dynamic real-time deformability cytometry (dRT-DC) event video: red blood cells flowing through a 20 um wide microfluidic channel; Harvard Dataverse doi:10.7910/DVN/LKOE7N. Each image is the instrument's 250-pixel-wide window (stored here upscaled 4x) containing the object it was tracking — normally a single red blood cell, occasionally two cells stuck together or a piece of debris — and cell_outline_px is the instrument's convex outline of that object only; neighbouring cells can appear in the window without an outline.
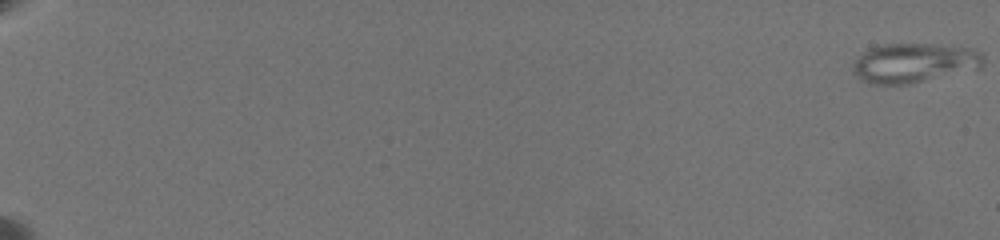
{"species": "common noctule bat (a hibernating species)", "species_latin": "Nyctalus noctula", "temperature_condition": "warm", "stored_images_in_passage": 32, "camera_frame_rate_fps": 3000, "um_per_image_px": 0.085, "animal": {"sex": "female", "body_mass_g": 19.5, "forearm_length_mm": 54.1}, "frame": {"image": 1, "passage_image": 1, "time_ms": 0.0, "image_size_px": [1000, 240], "cell_outline_px": [[984, 64], [980, 68], [912, 84], [868, 84], [860, 80], [852, 72], [852, 64], [868, 48], [884, 44], [936, 44], [976, 48], [984, 56]], "centroid_in_image_um": [77.71, 5.35], "position_along_channel_um": 7.3, "area_um2": 30.46}}
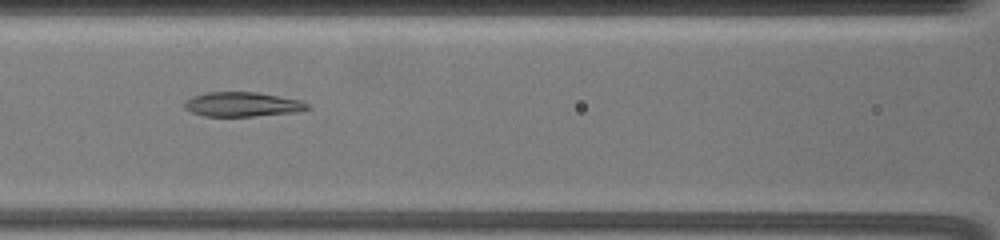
{"frame": {"image": 2, "passage_image": 29, "time_ms": 10.667, "image_size_px": [1000, 240], "cell_outline_px": [[312, 108], [300, 112], [252, 116], [204, 116], [192, 112], [184, 108], [184, 100], [192, 96], [204, 92], [256, 92], [300, 100], [308, 104]], "centroid_in_image_um": [20.6, 8.87], "position_along_channel_um": 146.0, "area_um2": 17.69}}
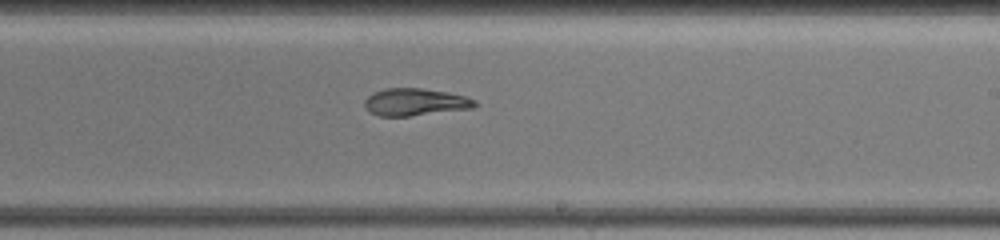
{"frame": {"image": 3, "passage_image": 32, "time_ms": 13.667, "image_size_px": [1000, 240], "cell_outline_px": [[476, 104], [472, 108], [408, 116], [380, 116], [368, 112], [364, 108], [364, 100], [372, 92], [384, 88], [420, 88], [448, 92], [464, 96], [476, 100]], "centroid_in_image_um": [35.22, 8.67], "position_along_channel_um": 253.8, "area_um2": 17.57}}